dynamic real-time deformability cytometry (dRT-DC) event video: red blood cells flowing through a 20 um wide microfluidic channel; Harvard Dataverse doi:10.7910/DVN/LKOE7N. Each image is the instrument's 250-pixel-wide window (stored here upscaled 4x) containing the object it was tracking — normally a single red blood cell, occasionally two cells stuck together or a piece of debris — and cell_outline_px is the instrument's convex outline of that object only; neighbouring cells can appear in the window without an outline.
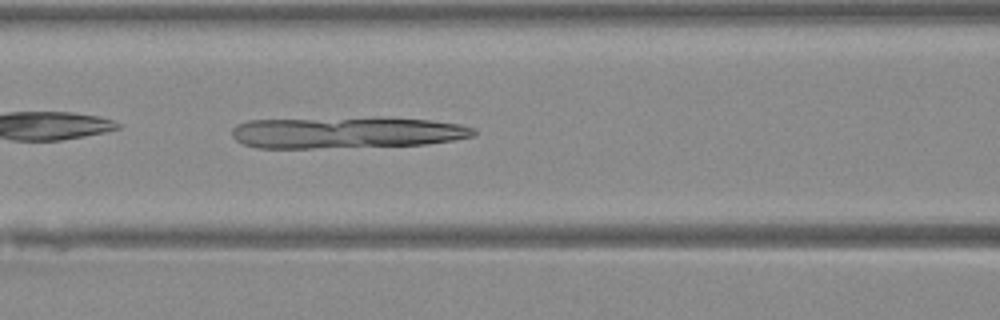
{"species": "Egyptian fruit bat (a non-hibernating species)", "species_latin": "Rousettus aegyptiacus", "temperature_condition": "warm", "stored_images_in_passage": 33, "camera_frame_rate_fps": 3000, "um_per_image_px": 0.085, "animal": {"sex": "female"}, "frame": {"image": 1, "passage_image": 6, "time_ms": 1.667, "image_size_px": [1000, 320], "cell_outline_px": [[476, 132], [472, 136], [452, 140], [424, 144], [312, 148], [256, 148], [244, 144], [236, 140], [232, 136], [232, 128], [236, 124], [248, 120], [428, 120], [460, 124], [472, 128]], "centroid_in_image_um": [29.35, 11.31], "position_along_channel_um": 137.2, "area_um2": 42.25}}
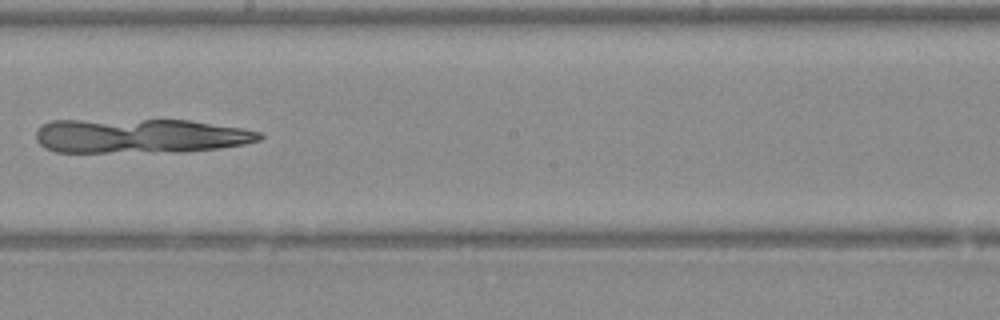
{"frame": {"image": 2, "passage_image": 13, "time_ms": 4.0, "image_size_px": [1000, 320], "cell_outline_px": [[264, 136], [260, 140], [244, 144], [216, 148], [184, 152], [56, 152], [44, 148], [36, 140], [36, 132], [44, 124], [52, 120], [188, 120], [240, 128], [260, 132]], "centroid_in_image_um": [11.89, 11.56], "position_along_channel_um": 236.3, "area_um2": 44.91}}
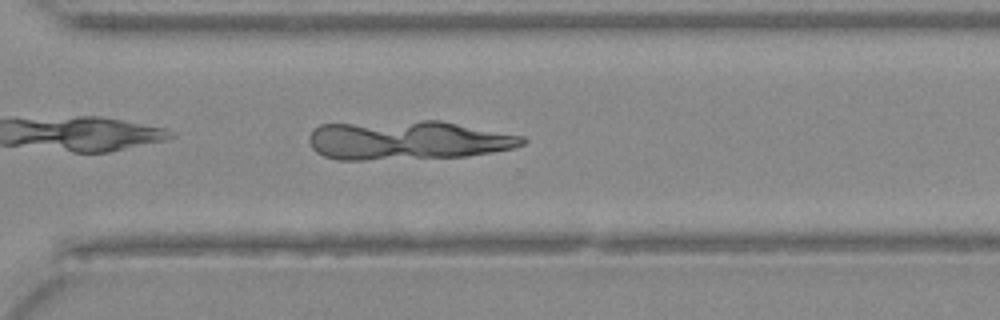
{"frame": {"image": 3, "passage_image": 20, "time_ms": 6.333, "image_size_px": [1000, 320], "cell_outline_px": [[528, 140], [524, 144], [512, 148], [492, 152], [468, 156], [364, 160], [336, 160], [324, 156], [316, 152], [312, 148], [308, 140], [308, 136], [320, 124], [420, 120], [440, 120], [524, 136]], "centroid_in_image_um": [34.64, 11.92], "position_along_channel_um": 336.0, "area_um2": 48.9}}